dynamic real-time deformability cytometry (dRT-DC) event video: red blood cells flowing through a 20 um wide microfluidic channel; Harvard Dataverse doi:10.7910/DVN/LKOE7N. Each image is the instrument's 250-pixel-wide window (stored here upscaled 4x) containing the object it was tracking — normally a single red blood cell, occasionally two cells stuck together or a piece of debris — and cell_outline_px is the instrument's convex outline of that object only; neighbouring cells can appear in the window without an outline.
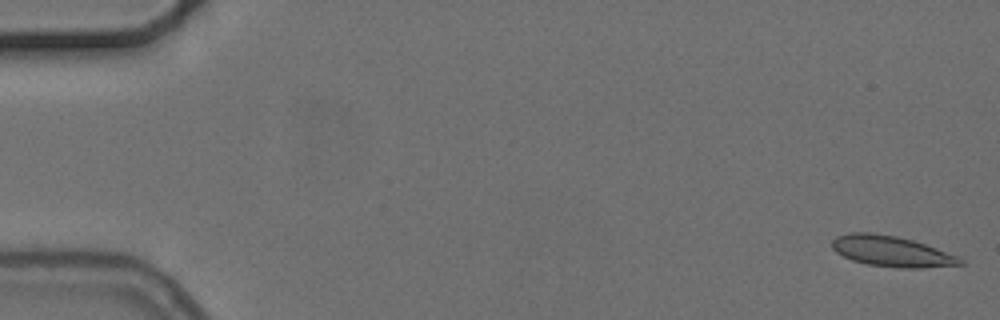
{"species": "common noctule bat (a hibernating species)", "species_latin": "Nyctalus noctula", "temperature_condition": "cold", "stored_images_in_passage": 4, "camera_frame_rate_fps": 3000, "um_per_image_px": 0.085, "animal": {"sex": "female", "body_mass_g": 24.6, "forearm_length_mm": 56.2}, "frame": {"image": 1, "passage_image": 1, "time_ms": 0.0, "image_size_px": [1000, 320], "cell_outline_px": [[964, 264], [920, 268], [900, 268], [868, 264], [852, 260], [836, 252], [832, 248], [832, 240], [836, 236], [852, 232], [868, 232], [896, 236], [912, 240], [960, 256], [964, 260]], "centroid_in_image_um": [75.79, 21.36], "position_along_channel_um": 9.2, "area_um2": 22.83}}